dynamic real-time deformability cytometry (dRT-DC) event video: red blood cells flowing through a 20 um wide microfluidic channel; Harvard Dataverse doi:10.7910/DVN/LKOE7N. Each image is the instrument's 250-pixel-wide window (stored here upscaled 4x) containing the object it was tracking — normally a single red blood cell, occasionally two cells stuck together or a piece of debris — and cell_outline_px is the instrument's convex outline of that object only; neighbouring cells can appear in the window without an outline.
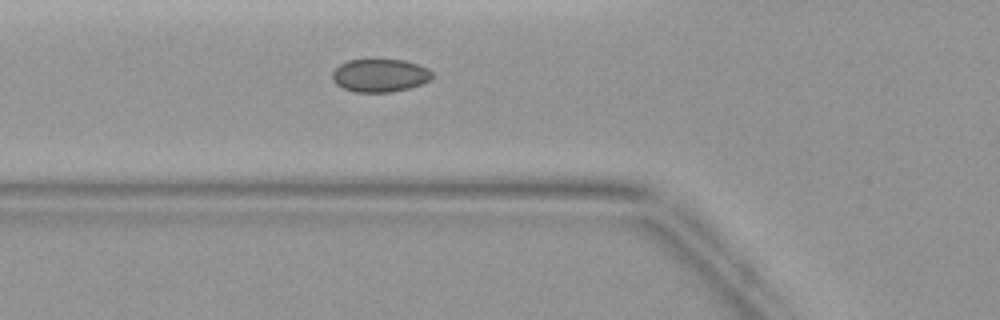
{"species": "common noctule bat (a hibernating species)", "species_latin": "Nyctalus noctula", "temperature_condition": "warm", "stored_images_in_passage": 43, "camera_frame_rate_fps": 3000, "um_per_image_px": 0.085, "animal": {"sex": "female", "body_mass_g": 19.9}, "frame": {"image": 1, "passage_image": 14, "time_ms": 4.333, "image_size_px": [1000, 320], "cell_outline_px": [[436, 76], [432, 80], [408, 88], [392, 92], [356, 92], [344, 88], [336, 84], [332, 80], [332, 72], [340, 64], [348, 60], [404, 60], [420, 64], [428, 68]], "centroid_in_image_um": [32.34, 6.41], "position_along_channel_um": 93.5, "area_um2": 19.36}}
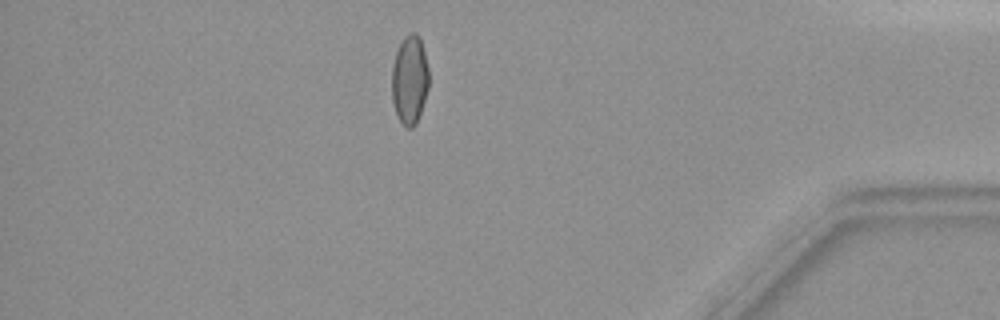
{"frame": {"image": 2, "passage_image": 37, "time_ms": 12.0, "image_size_px": [1000, 320], "cell_outline_px": [[428, 88], [416, 124], [412, 128], [408, 128], [400, 120], [396, 112], [392, 100], [392, 64], [396, 52], [404, 36], [412, 32], [416, 32], [420, 36], [428, 68]], "centroid_in_image_um": [34.81, 6.74], "position_along_channel_um": 400.4, "area_um2": 19.02}}
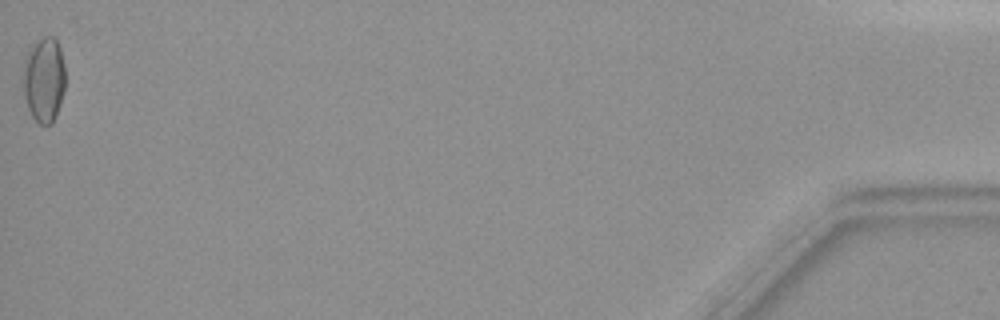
{"frame": {"image": 3, "passage_image": 43, "time_ms": 14.0, "image_size_px": [1000, 320], "cell_outline_px": [[64, 88], [56, 116], [52, 124], [40, 124], [32, 116], [28, 108], [20, 76], [24, 60], [28, 48], [32, 44], [44, 36], [52, 36], [56, 40], [60, 48], [64, 68]], "centroid_in_image_um": [3.69, 6.74], "position_along_channel_um": 431.5, "area_um2": 21.15}}